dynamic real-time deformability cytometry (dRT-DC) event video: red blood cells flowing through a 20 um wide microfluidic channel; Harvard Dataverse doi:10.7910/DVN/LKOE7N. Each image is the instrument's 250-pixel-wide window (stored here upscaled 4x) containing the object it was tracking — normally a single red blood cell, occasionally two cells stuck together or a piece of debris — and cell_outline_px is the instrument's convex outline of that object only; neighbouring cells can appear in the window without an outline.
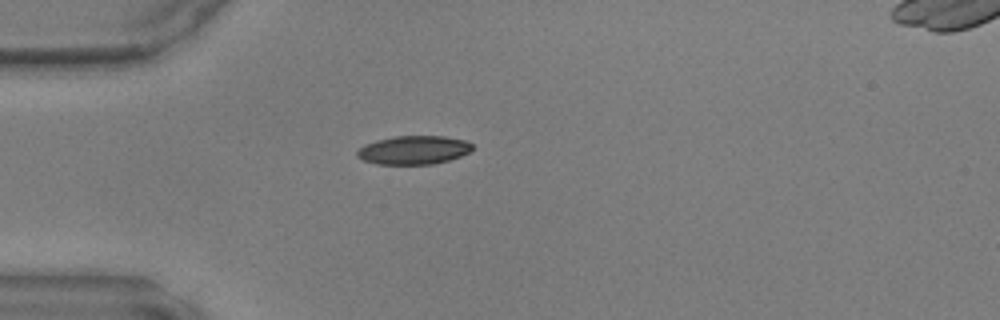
{"species": "common noctule bat (a hibernating species)", "species_latin": "Nyctalus noctula", "temperature_condition": "warm", "stored_images_in_passage": 35, "camera_frame_rate_fps": 3000, "um_per_image_px": 0.085, "animal": {"sex": "male", "body_mass_g": 17.9, "forearm_length_mm": 54.2}, "frame": {"image": 1, "passage_image": 1, "time_ms": 0.0, "image_size_px": [1000, 320], "cell_outline_px": [[472, 148], [468, 152], [460, 156], [448, 160], [432, 164], [376, 164], [364, 160], [356, 156], [356, 152], [364, 144], [376, 140], [396, 136], [444, 136], [464, 140], [472, 144]], "centroid_in_image_um": [35.13, 12.75], "position_along_channel_um": 49.9, "area_um2": 19.07}}
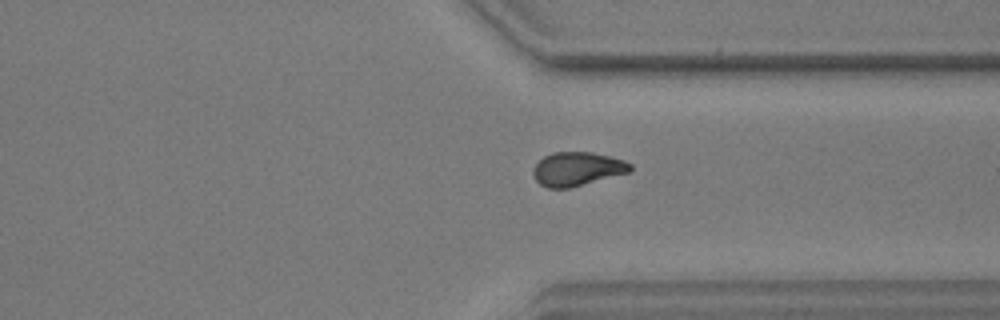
{"frame": {"image": 2, "passage_image": 24, "time_ms": 7.667, "image_size_px": [1000, 320], "cell_outline_px": [[632, 172], [568, 188], [548, 188], [540, 184], [532, 176], [532, 168], [544, 156], [552, 152], [592, 152], [624, 160], [632, 164]], "centroid_in_image_um": [49.06, 14.36], "position_along_channel_um": 362.3, "area_um2": 19.25}}
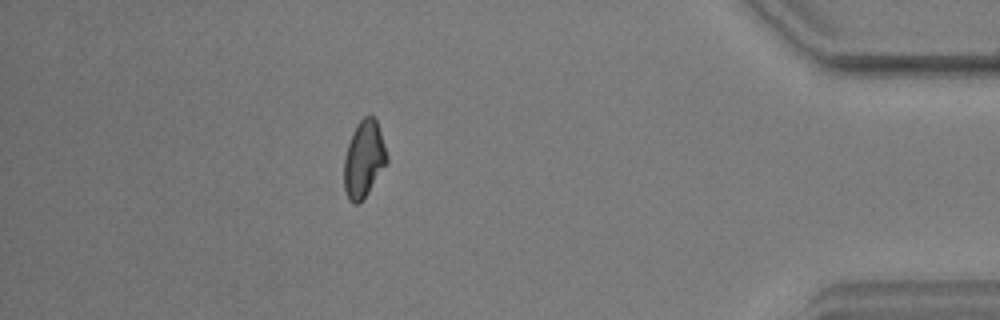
{"frame": {"image": 3, "passage_image": 30, "time_ms": 9.667, "image_size_px": [1000, 320], "cell_outline_px": [[388, 160], [368, 192], [360, 204], [352, 204], [348, 200], [344, 188], [344, 156], [352, 132], [356, 124], [364, 116], [372, 116], [376, 120], [388, 156]], "centroid_in_image_um": [30.9, 13.55], "position_along_channel_um": 404.3, "area_um2": 19.07}}